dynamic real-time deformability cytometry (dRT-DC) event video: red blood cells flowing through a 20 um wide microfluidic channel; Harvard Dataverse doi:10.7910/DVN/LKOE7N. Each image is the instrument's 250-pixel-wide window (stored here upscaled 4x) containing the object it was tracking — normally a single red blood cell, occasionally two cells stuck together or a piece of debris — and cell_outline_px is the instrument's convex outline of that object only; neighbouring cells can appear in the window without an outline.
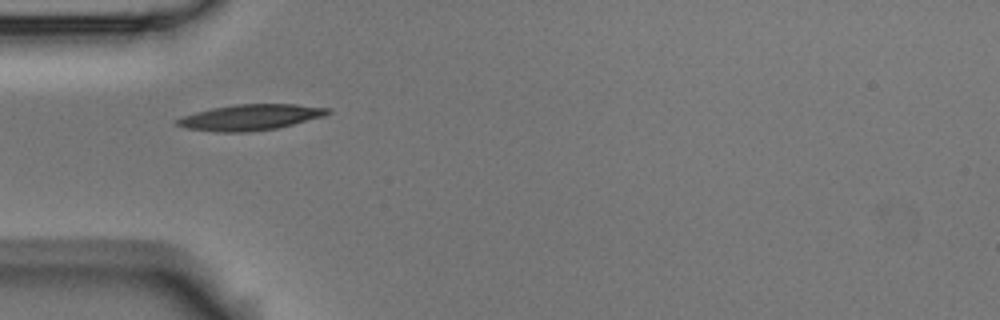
{"species": "Egyptian fruit bat (a non-hibernating species)", "species_latin": "Rousettus aegyptiacus", "temperature_condition": "room temperature", "stored_images_in_passage": 2, "camera_frame_rate_fps": 3000, "um_per_image_px": 0.085, "animal": {"sex": "male"}, "frame": {"image": 1, "passage_image": 1, "time_ms": 0.0, "image_size_px": [1000, 320], "cell_outline_px": [[332, 112], [324, 116], [276, 128], [248, 132], [220, 132], [188, 128], [176, 124], [176, 120], [180, 116], [212, 108], [236, 104], [296, 104], [332, 108]], "centroid_in_image_um": [21.31, 9.96], "position_along_channel_um": 63.7, "area_um2": 22.54}}
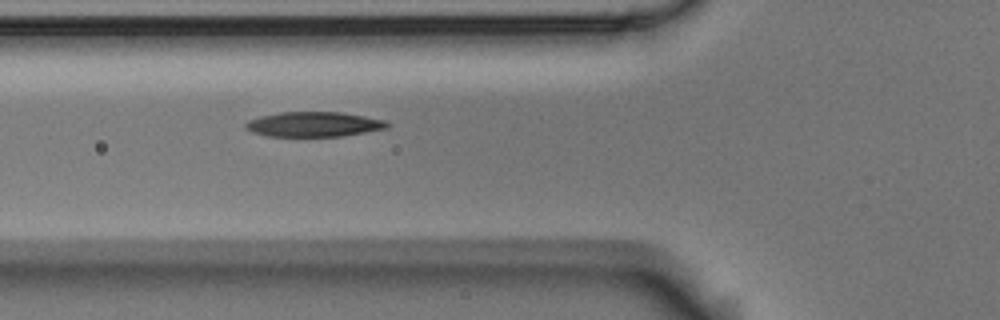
{"frame": {"image": 2, "passage_image": 2, "time_ms": 0.333, "image_size_px": [1000, 320], "cell_outline_px": [[392, 124], [388, 128], [344, 136], [268, 136], [252, 132], [244, 128], [244, 124], [248, 120], [260, 116], [280, 112], [340, 112], [364, 116], [384, 120]], "centroid_in_image_um": [26.67, 10.56], "position_along_channel_um": 99.1, "area_um2": 20.63}}